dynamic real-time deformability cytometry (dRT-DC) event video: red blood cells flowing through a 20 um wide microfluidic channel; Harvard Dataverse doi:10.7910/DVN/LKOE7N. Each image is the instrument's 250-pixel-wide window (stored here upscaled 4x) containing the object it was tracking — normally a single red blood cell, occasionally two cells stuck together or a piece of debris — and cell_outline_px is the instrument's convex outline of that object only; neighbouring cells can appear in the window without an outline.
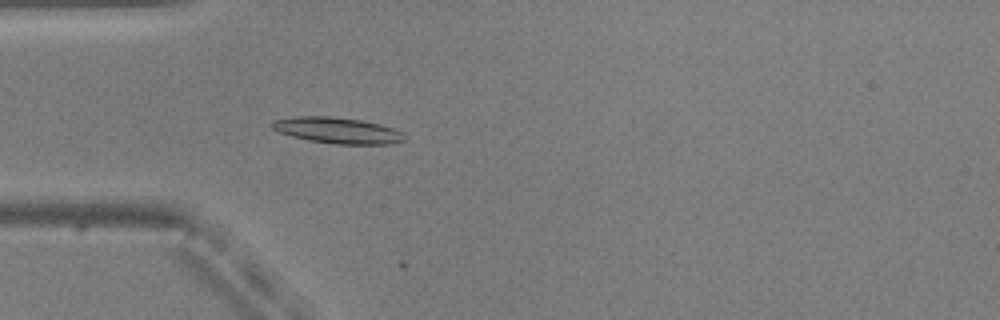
{"species": "common noctule bat (a hibernating species)", "species_latin": "Nyctalus noctula", "temperature_condition": "warm", "stored_images_in_passage": 11, "camera_frame_rate_fps": 3000, "um_per_image_px": 0.085, "animal": {"sex": "male", "body_mass_g": 20.5, "forearm_length_mm": 52.5}, "frame": {"image": 1, "passage_image": 8, "time_ms": 2.333, "image_size_px": [1000, 320], "cell_outline_px": [[404, 140], [392, 144], [336, 144], [308, 140], [276, 132], [272, 128], [272, 120], [296, 116], [332, 116], [360, 120], [380, 124], [404, 132]], "centroid_in_image_um": [28.67, 11.08], "position_along_channel_um": 56.3, "area_um2": 20.17}}